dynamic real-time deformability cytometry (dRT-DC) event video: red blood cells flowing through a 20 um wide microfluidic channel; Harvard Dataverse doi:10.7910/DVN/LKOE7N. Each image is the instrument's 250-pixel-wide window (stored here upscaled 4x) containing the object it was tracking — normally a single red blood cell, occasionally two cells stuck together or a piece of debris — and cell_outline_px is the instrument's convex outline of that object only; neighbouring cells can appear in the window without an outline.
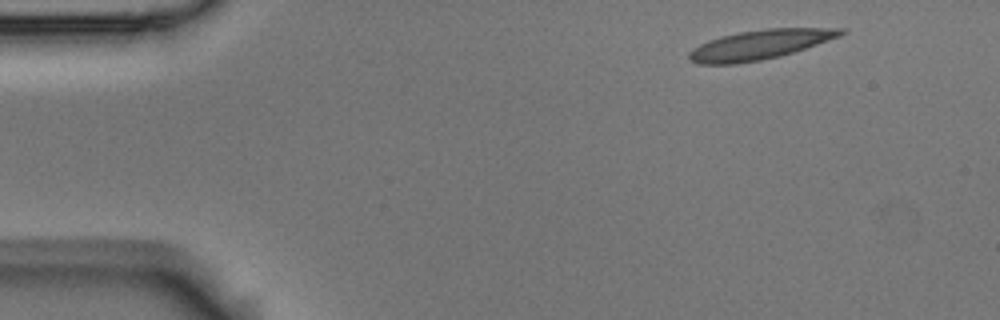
{"species": "Egyptian fruit bat (a non-hibernating species)", "species_latin": "Rousettus aegyptiacus", "temperature_condition": "room temperature", "stored_images_in_passage": 6, "segment_of_instrument_passage": [2, 2], "camera_frame_rate_fps": 3000, "um_per_image_px": 0.085, "animal": {"sex": "male"}, "frame": {"image": 1, "passage_image": 6, "time_ms": 1.667, "image_size_px": [1000, 320], "cell_outline_px": [[848, 32], [840, 36], [780, 56], [760, 60], [736, 64], [696, 64], [688, 56], [688, 52], [700, 44], [708, 40], [720, 36], [740, 32], [768, 28], [844, 28]], "centroid_in_image_um": [64.57, 3.79], "position_along_channel_um": 20.4, "area_um2": 25.89}}